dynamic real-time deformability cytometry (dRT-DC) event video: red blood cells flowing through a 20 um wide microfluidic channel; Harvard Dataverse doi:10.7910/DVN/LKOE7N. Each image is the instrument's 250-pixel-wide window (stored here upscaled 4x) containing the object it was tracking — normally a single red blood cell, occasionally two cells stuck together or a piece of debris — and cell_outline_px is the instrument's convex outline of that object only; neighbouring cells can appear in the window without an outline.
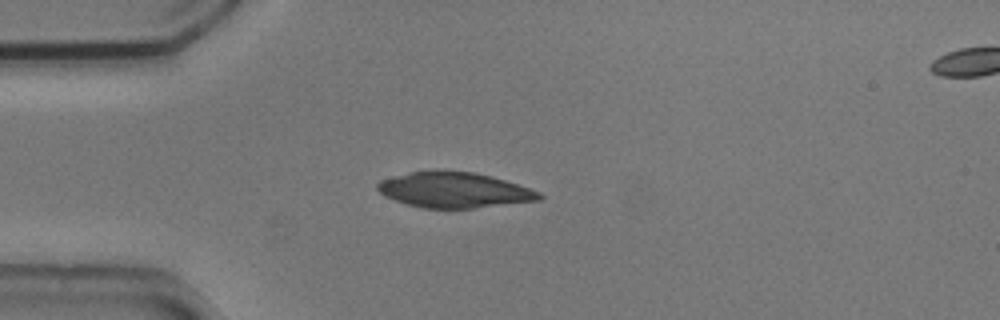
{"species": "common noctule bat (a hibernating species)", "species_latin": "Nyctalus noctula", "temperature_condition": "cold", "stored_images_in_passage": 2, "camera_frame_rate_fps": 3000, "um_per_image_px": 0.085, "animal": {"sex": "male", "body_mass_g": 20.5, "forearm_length_mm": 52.5}, "frame": {"image": 1, "passage_image": 1, "time_ms": 0.0, "image_size_px": [1000, 320], "cell_outline_px": [[544, 196], [540, 200], [472, 208], [424, 208], [408, 204], [384, 196], [376, 188], [376, 184], [380, 180], [408, 172], [472, 172], [504, 180], [540, 192]], "centroid_in_image_um": [38.59, 16.17], "position_along_channel_um": 46.4, "area_um2": 32.6}}